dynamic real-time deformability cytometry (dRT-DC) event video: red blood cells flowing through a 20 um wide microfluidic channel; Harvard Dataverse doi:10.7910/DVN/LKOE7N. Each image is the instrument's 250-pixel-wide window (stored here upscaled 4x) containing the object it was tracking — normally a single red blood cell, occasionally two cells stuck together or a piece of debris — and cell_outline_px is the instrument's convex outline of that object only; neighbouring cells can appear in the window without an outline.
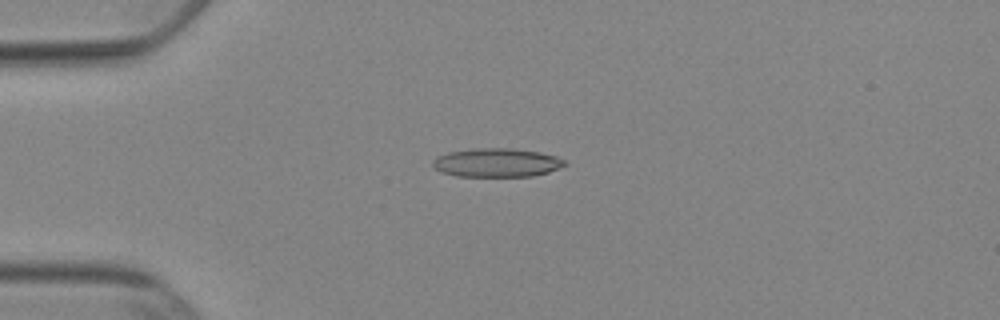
{"species": "Egyptian fruit bat (a non-hibernating species)", "species_latin": "Rousettus aegyptiacus", "temperature_condition": "cold", "stored_images_in_passage": 40, "camera_frame_rate_fps": 3000, "um_per_image_px": 0.085, "animal": {"sex": "female"}, "frame": {"image": 1, "passage_image": 1, "time_ms": 0.0, "image_size_px": [1000, 320], "cell_outline_px": [[568, 164], [560, 168], [548, 172], [532, 176], [456, 176], [440, 172], [432, 164], [432, 160], [436, 156], [448, 152], [476, 148], [508, 148], [540, 152], [556, 156], [564, 160]], "centroid_in_image_um": [42.21, 13.82], "position_along_channel_um": 42.8, "area_um2": 22.14}}
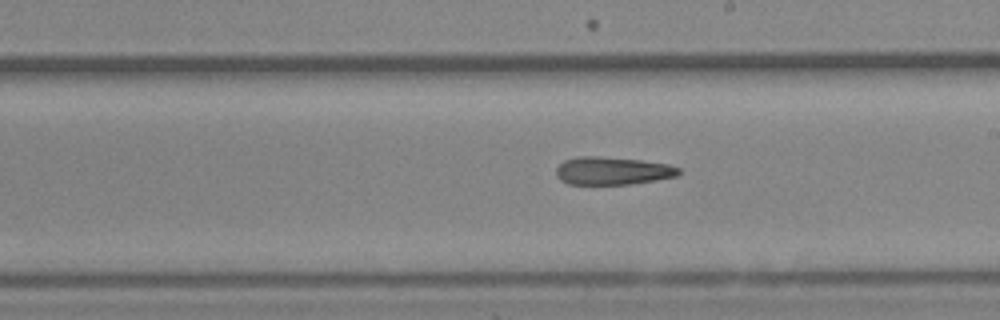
{"frame": {"image": 2, "passage_image": 18, "time_ms": 5.667, "image_size_px": [1000, 320], "cell_outline_px": [[680, 172], [676, 176], [628, 184], [568, 184], [560, 180], [556, 176], [556, 168], [564, 160], [576, 156], [600, 156], [640, 160], [668, 164], [680, 168]], "centroid_in_image_um": [52.0, 14.51], "position_along_channel_um": 237.0, "area_um2": 19.83}}
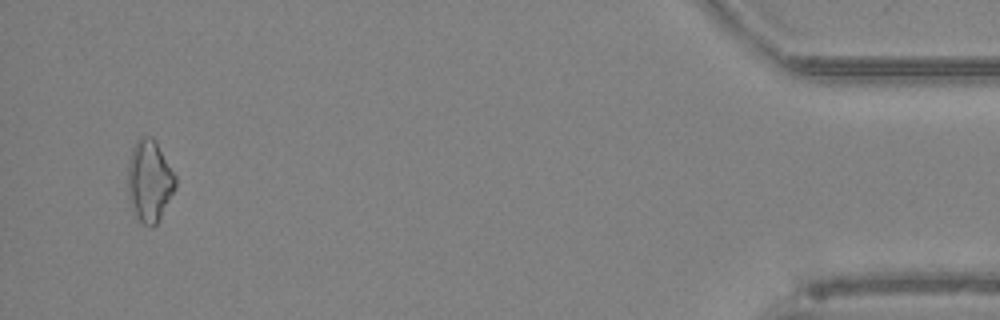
{"frame": {"image": 3, "passage_image": 38, "time_ms": 12.333, "image_size_px": [1000, 320], "cell_outline_px": [[176, 188], [156, 224], [152, 228], [144, 224], [132, 212], [128, 200], [128, 164], [132, 148], [136, 140], [140, 136], [152, 136], [176, 176]], "centroid_in_image_um": [12.68, 15.39], "position_along_channel_um": 422.5, "area_um2": 22.72}}